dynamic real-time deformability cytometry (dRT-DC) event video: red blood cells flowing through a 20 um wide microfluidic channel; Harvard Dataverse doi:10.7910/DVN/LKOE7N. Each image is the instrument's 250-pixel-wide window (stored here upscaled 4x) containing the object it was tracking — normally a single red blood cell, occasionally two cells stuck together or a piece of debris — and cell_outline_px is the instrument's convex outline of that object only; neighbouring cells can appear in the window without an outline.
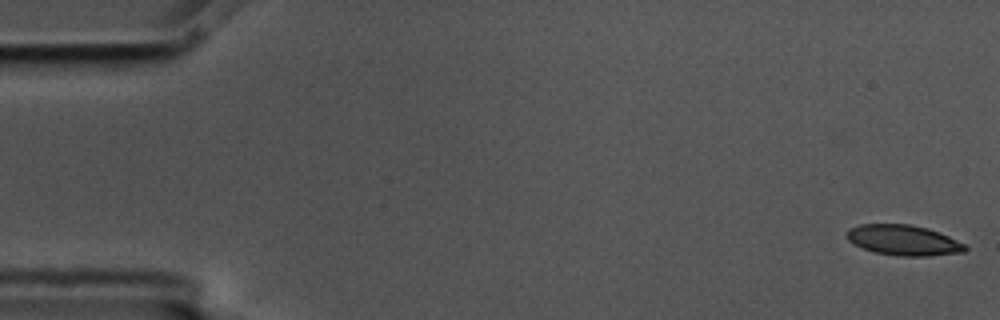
{"species": "common noctule bat (a hibernating species)", "species_latin": "Nyctalus noctula", "temperature_condition": "cold", "stored_images_in_passage": 57, "camera_frame_rate_fps": 3000, "um_per_image_px": 0.085, "animal": {"sex": "male", "body_mass_g": 17.5, "forearm_length_mm": 52.3}, "frame": {"image": 1, "passage_image": 1, "time_ms": 0.0, "image_size_px": [1000, 320], "cell_outline_px": [[968, 248], [964, 252], [928, 256], [896, 256], [876, 252], [864, 248], [848, 240], [848, 228], [860, 224], [908, 224], [928, 228], [948, 236], [964, 244]], "centroid_in_image_um": [76.81, 20.41], "position_along_channel_um": 8.2, "area_um2": 20.75}}
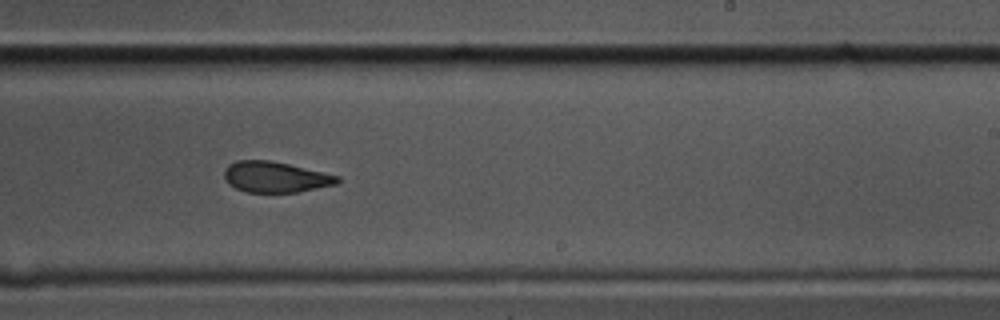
{"frame": {"image": 2, "passage_image": 34, "time_ms": 11.0, "image_size_px": [1000, 320], "cell_outline_px": [[340, 180], [336, 184], [296, 192], [244, 192], [228, 184], [224, 176], [224, 168], [228, 164], [236, 160], [268, 160], [288, 164], [340, 176]], "centroid_in_image_um": [23.36, 15.04], "position_along_channel_um": 265.6, "area_um2": 20.23}}
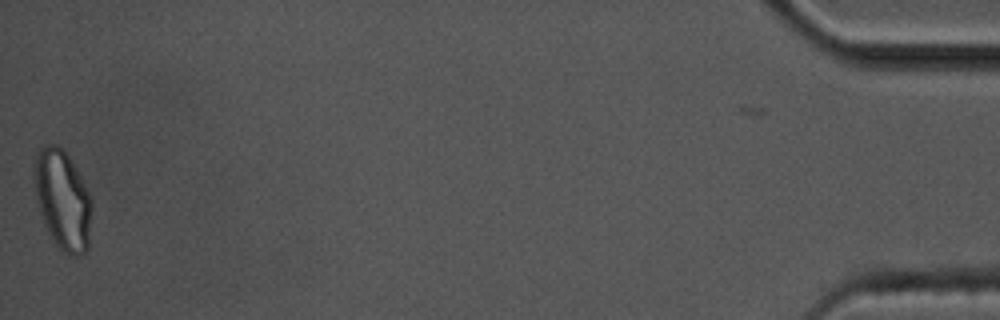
{"frame": {"image": 3, "passage_image": 56, "time_ms": 18.333, "image_size_px": [1000, 320], "cell_outline_px": [[92, 208], [88, 248], [84, 252], [76, 256], [72, 256], [64, 252], [56, 244], [48, 232], [44, 224], [36, 200], [32, 176], [32, 164], [36, 152], [44, 144], [56, 144], [64, 148], [92, 196]], "centroid_in_image_um": [5.3, 16.92], "position_along_channel_um": 429.9, "area_um2": 34.1}, "authors_computed_cell_mechanics": {"area_um2": 21.9062, "velocity_mm_per_s": 3.5684, "shape_relaxation_time_tau1_ms": null, "shape_relaxation_time_tau2_ms": 3.2503, "deformation_change_tau1": null, "deformation_change_tau2": 0.0885}}